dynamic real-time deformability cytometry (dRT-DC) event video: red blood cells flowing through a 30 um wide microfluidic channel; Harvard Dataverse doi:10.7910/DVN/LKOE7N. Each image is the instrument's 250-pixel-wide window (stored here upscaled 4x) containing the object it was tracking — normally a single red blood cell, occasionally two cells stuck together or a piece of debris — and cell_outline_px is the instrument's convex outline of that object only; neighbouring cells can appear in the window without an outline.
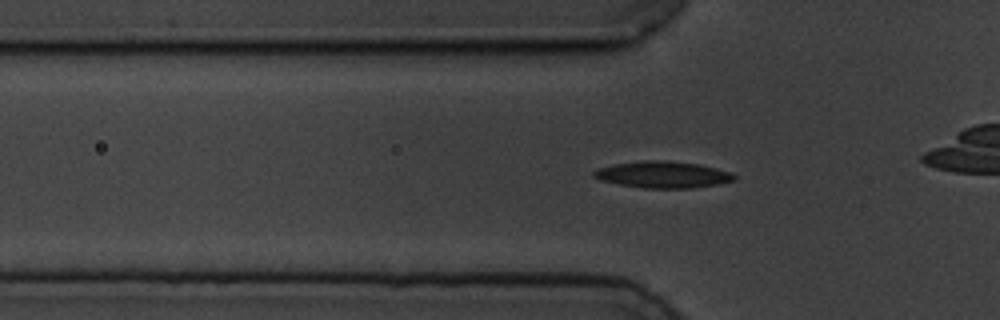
{"species": "common noctule bat (a hibernating species)", "species_latin": "Nyctalus noctula", "temperature_condition": "cold", "stored_images_in_passage": 51, "camera_frame_rate_fps": 3000, "um_per_image_px": 0.085, "animal": {"sex": "male", "body_mass_g": 19.5, "forearm_length_mm": 54.6}, "frame": {"image": 1, "passage_image": 11, "time_ms": 3.333, "image_size_px": [1000, 320], "cell_outline_px": [[736, 180], [716, 184], [692, 188], [644, 188], [620, 184], [600, 180], [592, 176], [592, 172], [596, 168], [612, 164], [644, 160], [668, 160], [700, 164], [716, 168], [728, 172], [736, 176]], "centroid_in_image_um": [56.29, 14.83], "position_along_channel_um": 69.5, "area_um2": 21.85}}
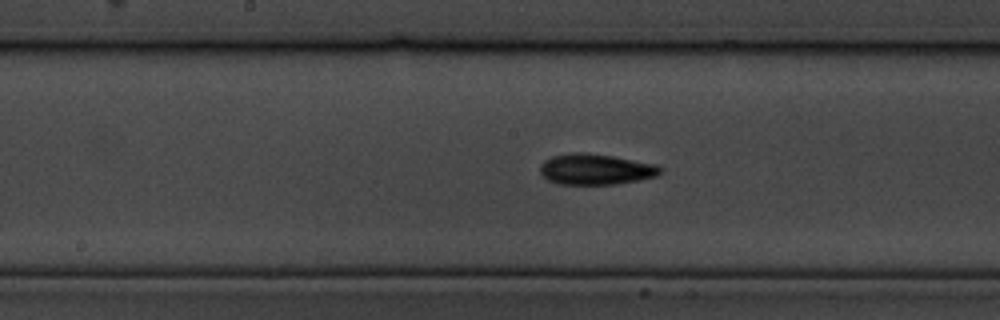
{"frame": {"image": 2, "passage_image": 22, "time_ms": 7.0, "image_size_px": [1000, 320], "cell_outline_px": [[664, 168], [656, 176], [640, 180], [616, 184], [556, 184], [548, 180], [540, 172], [540, 164], [544, 160], [552, 156], [572, 152], [584, 152], [612, 156], [656, 164]], "centroid_in_image_um": [50.62, 14.39], "position_along_channel_um": 197.6, "area_um2": 21.68}}
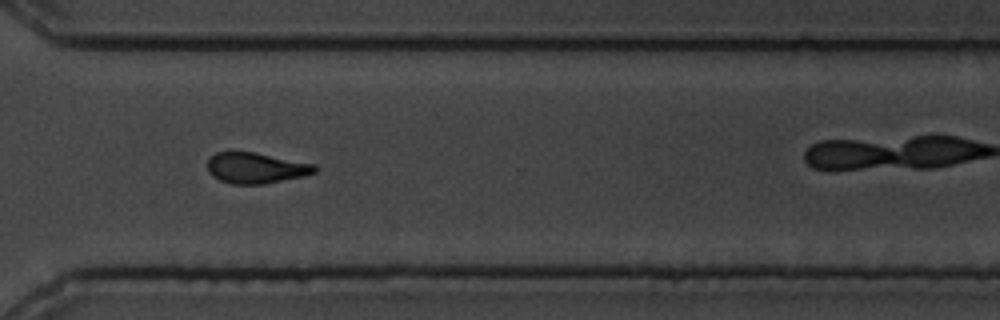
{"frame": {"image": 3, "passage_image": 35, "time_ms": 11.333, "image_size_px": [1000, 320], "cell_outline_px": [[316, 172], [304, 176], [264, 184], [232, 184], [220, 180], [212, 176], [208, 172], [208, 156], [216, 152], [256, 152], [316, 164]], "centroid_in_image_um": [21.75, 14.27], "position_along_channel_um": 348.9, "area_um2": 19.42}, "authors_computed_cell_mechanics": {"area_um2": 19.8254, "velocity_mm_per_s": 3.4901, "shape_relaxation_time_tau1_ms": 3.1199, "shape_relaxation_time_tau2_ms": 3.1371, "deformation_change_tau1": 0.1318, "deformation_change_tau2": 0.108}}